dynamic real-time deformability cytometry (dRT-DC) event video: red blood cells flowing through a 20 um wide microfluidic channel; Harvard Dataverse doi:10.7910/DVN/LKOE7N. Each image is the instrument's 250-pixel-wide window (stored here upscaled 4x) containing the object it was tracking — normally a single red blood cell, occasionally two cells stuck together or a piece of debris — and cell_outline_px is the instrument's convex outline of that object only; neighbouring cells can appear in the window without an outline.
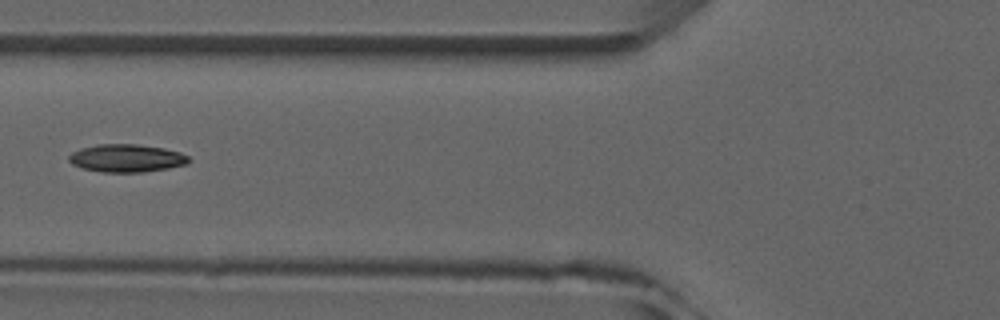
{"species": "common noctule bat (a hibernating species)", "species_latin": "Nyctalus noctula", "temperature_condition": "room temperature", "stored_images_in_passage": 7, "camera_frame_rate_fps": 3000, "um_per_image_px": 0.085, "animal": {"sex": "male", "forearm_length_mm": 52.5}, "frame": {"image": 1, "passage_image": 6, "time_ms": 6.0, "image_size_px": [1000, 320], "cell_outline_px": [[188, 164], [168, 168], [144, 172], [100, 172], [84, 168], [72, 164], [68, 160], [68, 156], [72, 152], [80, 148], [96, 144], [136, 144], [164, 148], [180, 152], [188, 156]], "centroid_in_image_um": [10.74, 13.44], "position_along_channel_um": 115.1, "area_um2": 19.48}}
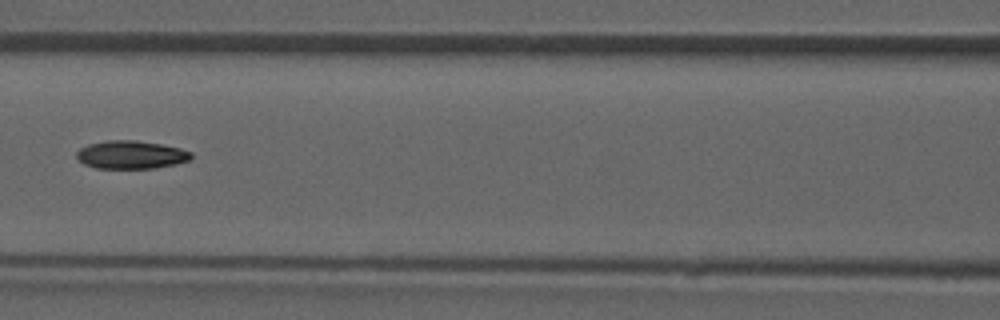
{"frame": {"image": 2, "passage_image": 7, "time_ms": 7.0, "image_size_px": [1000, 320], "cell_outline_px": [[192, 160], [176, 164], [152, 168], [96, 168], [84, 164], [76, 156], [76, 152], [80, 148], [88, 144], [108, 140], [136, 140], [160, 144], [180, 148], [192, 152]], "centroid_in_image_um": [11.15, 13.15], "position_along_channel_um": 155.4, "area_um2": 18.79}}